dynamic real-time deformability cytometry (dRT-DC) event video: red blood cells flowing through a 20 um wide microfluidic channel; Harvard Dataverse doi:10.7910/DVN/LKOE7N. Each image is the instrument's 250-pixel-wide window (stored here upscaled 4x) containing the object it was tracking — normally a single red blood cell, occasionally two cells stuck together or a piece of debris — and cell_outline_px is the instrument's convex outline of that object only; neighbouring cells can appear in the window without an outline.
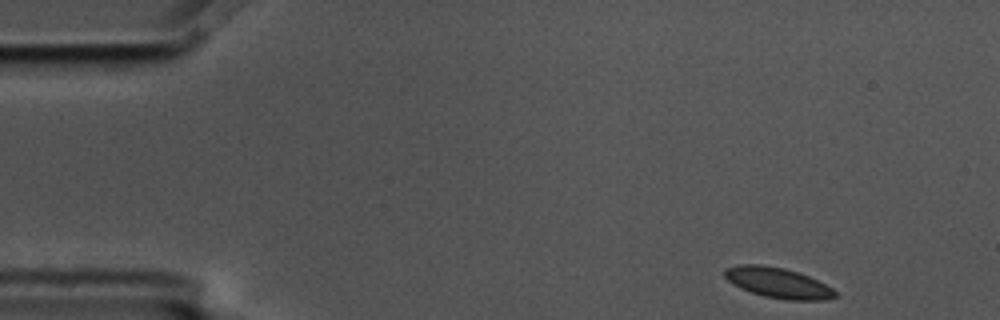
{"species": "common noctule bat (a hibernating species)", "species_latin": "Nyctalus noctula", "temperature_condition": "cold", "stored_images_in_passage": 3, "camera_frame_rate_fps": 3000, "um_per_image_px": 0.085, "animal": {"sex": "male", "body_mass_g": 17.5, "forearm_length_mm": 52.3}, "frame": {"image": 1, "passage_image": 1, "time_ms": 0.0, "image_size_px": [1000, 320], "cell_outline_px": [[840, 296], [824, 300], [788, 300], [764, 296], [740, 288], [728, 280], [724, 276], [724, 268], [740, 264], [760, 264], [784, 268], [808, 276], [832, 288]], "centroid_in_image_um": [66.12, 24.04], "position_along_channel_um": 18.9, "area_um2": 19.48}}